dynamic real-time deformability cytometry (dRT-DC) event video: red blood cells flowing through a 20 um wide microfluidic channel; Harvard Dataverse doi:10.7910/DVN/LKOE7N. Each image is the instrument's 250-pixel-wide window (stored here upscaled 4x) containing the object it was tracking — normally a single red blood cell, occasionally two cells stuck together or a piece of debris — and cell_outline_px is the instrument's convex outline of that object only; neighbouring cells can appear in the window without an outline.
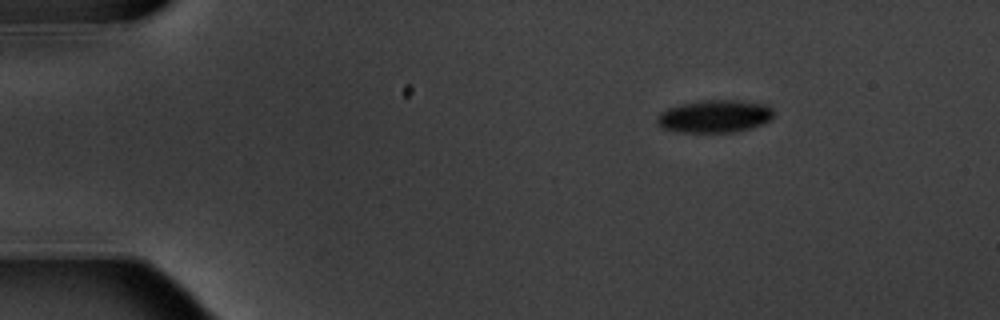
{"species": "common noctule bat (a hibernating species)", "species_latin": "Nyctalus noctula", "temperature_condition": "warm", "stored_images_in_passage": 7, "camera_frame_rate_fps": 3000, "um_per_image_px": 0.085, "animal": {"sex": "male", "body_mass_g": 20.1, "forearm_length_mm": 53.5}, "frame": {"image": 1, "passage_image": 1, "time_ms": 0.0, "image_size_px": [1000, 320], "cell_outline_px": [[772, 116], [764, 124], [752, 128], [732, 132], [684, 132], [664, 128], [656, 120], [656, 116], [660, 112], [668, 108], [680, 104], [704, 100], [736, 100], [768, 104], [772, 108]], "centroid_in_image_um": [60.77, 9.87], "position_along_channel_um": 24.2, "area_um2": 22.08}}
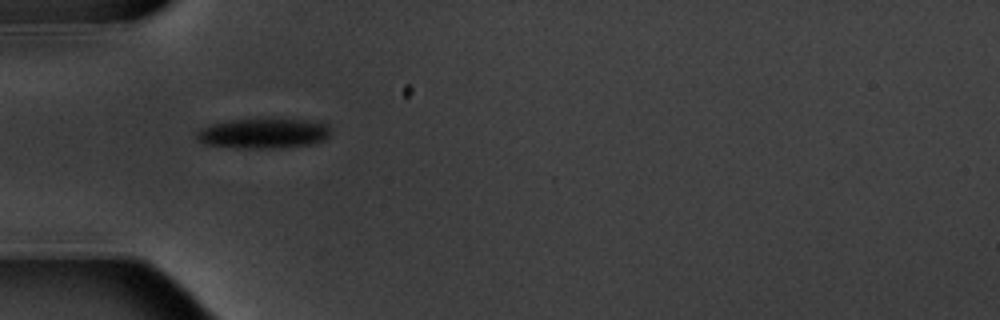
{"frame": {"image": 2, "passage_image": 4, "time_ms": 3.333, "image_size_px": [1000, 320], "cell_outline_px": [[328, 136], [324, 140], [312, 144], [280, 148], [236, 148], [204, 144], [196, 136], [196, 132], [200, 128], [212, 124], [232, 120], [264, 116], [268, 116], [304, 120], [328, 124]], "centroid_in_image_um": [22.38, 11.3], "position_along_channel_um": 62.6, "area_um2": 24.16}}